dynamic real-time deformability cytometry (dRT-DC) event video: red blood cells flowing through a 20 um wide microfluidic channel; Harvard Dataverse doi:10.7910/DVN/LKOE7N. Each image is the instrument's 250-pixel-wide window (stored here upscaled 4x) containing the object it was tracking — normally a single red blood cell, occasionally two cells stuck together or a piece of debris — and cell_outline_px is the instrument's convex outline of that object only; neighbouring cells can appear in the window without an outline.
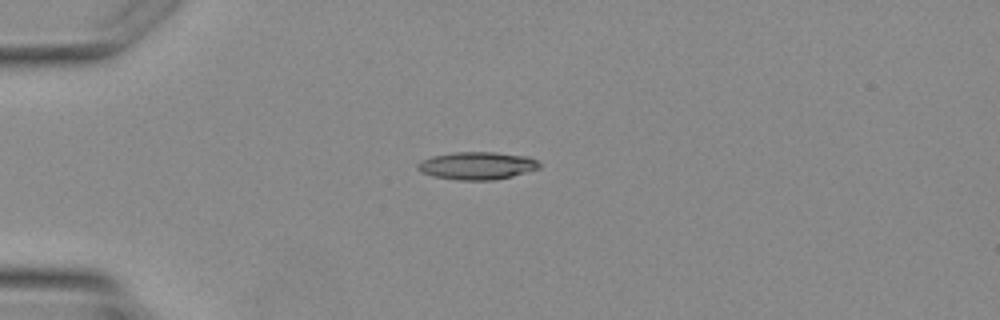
{"species": "Egyptian fruit bat (a non-hibernating species)", "species_latin": "Rousettus aegyptiacus", "temperature_condition": "warm", "stored_images_in_passage": 4, "camera_frame_rate_fps": 3000, "um_per_image_px": 0.085, "animal": {"sex": "female"}, "frame": {"image": 1, "passage_image": 3, "time_ms": 2.333, "image_size_px": [1000, 320], "cell_outline_px": [[540, 168], [512, 176], [492, 180], [460, 180], [432, 176], [420, 172], [416, 168], [416, 164], [432, 156], [452, 152], [496, 152], [528, 156], [536, 160], [540, 164]], "centroid_in_image_um": [40.54, 14.08], "position_along_channel_um": 44.5, "area_um2": 19.65}}